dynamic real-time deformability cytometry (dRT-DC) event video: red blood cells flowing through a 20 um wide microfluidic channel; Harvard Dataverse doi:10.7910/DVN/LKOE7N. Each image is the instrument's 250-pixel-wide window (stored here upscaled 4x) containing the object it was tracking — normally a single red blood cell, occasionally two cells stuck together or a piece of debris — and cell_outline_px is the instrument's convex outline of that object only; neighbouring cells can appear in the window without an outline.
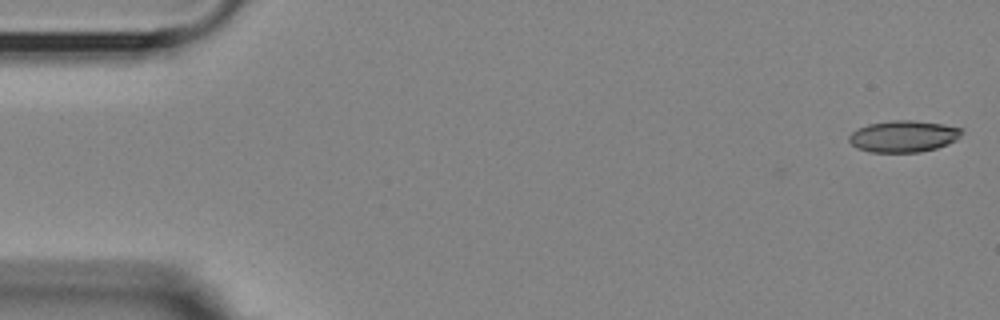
{"species": "Egyptian fruit bat (a non-hibernating species)", "species_latin": "Rousettus aegyptiacus", "temperature_condition": "room temperature", "stored_images_in_passage": 49, "camera_frame_rate_fps": 3000, "um_per_image_px": 0.085, "animal": {"sex": "female"}, "frame": {"image": 1, "passage_image": 1, "time_ms": 0.0, "image_size_px": [1000, 320], "cell_outline_px": [[964, 128], [960, 136], [956, 140], [948, 144], [936, 148], [920, 152], [868, 152], [856, 148], [848, 140], [848, 136], [856, 128], [868, 124], [892, 120], [912, 120], [944, 124]], "centroid_in_image_um": [76.78, 11.58], "position_along_channel_um": 8.2, "area_um2": 20.98}}
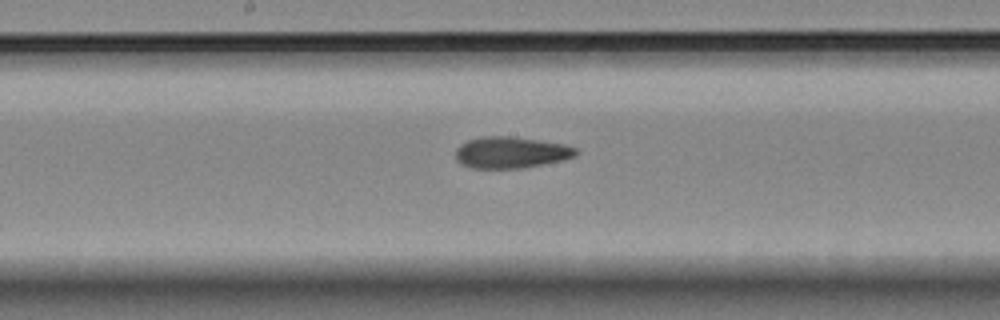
{"frame": {"image": 2, "passage_image": 28, "time_ms": 9.0, "image_size_px": [1000, 320], "cell_outline_px": [[576, 156], [560, 160], [524, 168], [472, 168], [460, 164], [456, 160], [456, 148], [460, 144], [468, 140], [484, 136], [512, 136], [564, 144], [576, 148]], "centroid_in_image_um": [43.38, 12.96], "position_along_channel_um": 204.8, "area_um2": 21.96}}
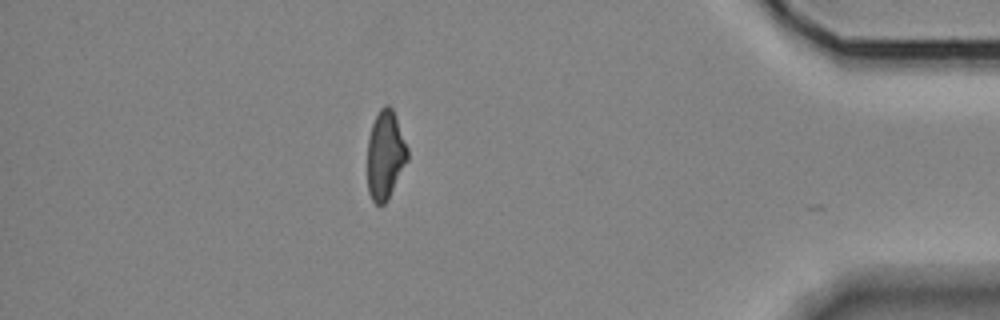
{"frame": {"image": 3, "passage_image": 48, "time_ms": 15.667, "image_size_px": [1000, 320], "cell_outline_px": [[408, 160], [388, 200], [384, 204], [376, 204], [372, 200], [368, 192], [368, 136], [372, 124], [380, 108], [384, 104], [388, 104], [392, 108], [408, 148]], "centroid_in_image_um": [32.75, 13.18], "position_along_channel_um": 402.4, "area_um2": 20.75}, "authors_computed_cell_mechanics": {"area_um2": 21.964, "velocity_mm_per_s": 3.6009, "shape_relaxation_time_tau1_ms": null, "shape_relaxation_time_tau2_ms": 3.8265, "deformation_change_tau1": null, "deformation_change_tau2": 0.126}}